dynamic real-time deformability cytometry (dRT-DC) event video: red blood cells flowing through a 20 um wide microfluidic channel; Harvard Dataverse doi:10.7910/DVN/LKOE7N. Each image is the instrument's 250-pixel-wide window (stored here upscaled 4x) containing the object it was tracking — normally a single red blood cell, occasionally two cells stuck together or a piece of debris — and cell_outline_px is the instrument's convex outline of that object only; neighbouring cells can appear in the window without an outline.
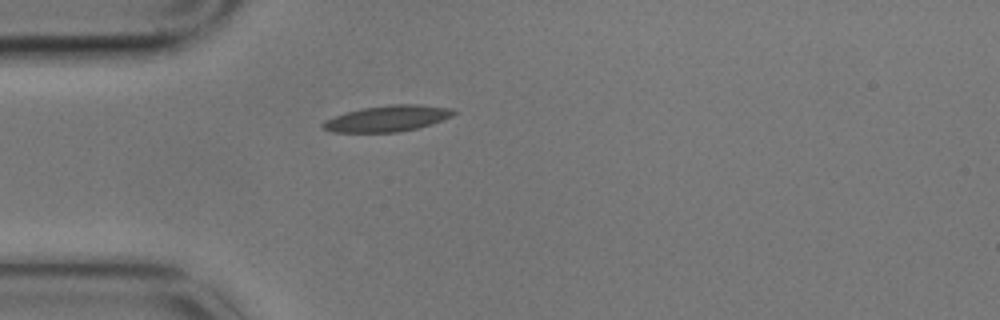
{"species": "common noctule bat (a hibernating species)", "species_latin": "Nyctalus noctula", "temperature_condition": "cold", "stored_images_in_passage": 1, "camera_frame_rate_fps": 3000, "um_per_image_px": 0.085, "animal": {"sex": "male", "body_mass_g": 17.9}, "frame": {"image": 1, "passage_image": 1, "time_ms": 0.0, "image_size_px": [1000, 320], "cell_outline_px": [[456, 112], [452, 116], [416, 128], [400, 132], [332, 132], [324, 128], [320, 124], [324, 120], [348, 112], [364, 108], [392, 104], [420, 104], [452, 108]], "centroid_in_image_um": [32.93, 10.07], "position_along_channel_um": 52.1, "area_um2": 19.54}}